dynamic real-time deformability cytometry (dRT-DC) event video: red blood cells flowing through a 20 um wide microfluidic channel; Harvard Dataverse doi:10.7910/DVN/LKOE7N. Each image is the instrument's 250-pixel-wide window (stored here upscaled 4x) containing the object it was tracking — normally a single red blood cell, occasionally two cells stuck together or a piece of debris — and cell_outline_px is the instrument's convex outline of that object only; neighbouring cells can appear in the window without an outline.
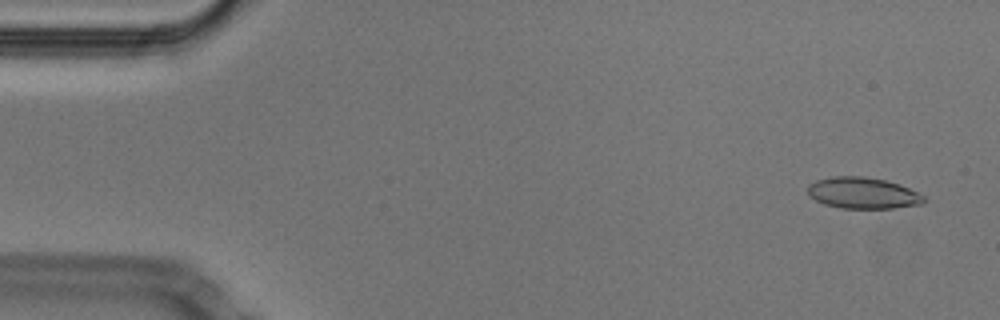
{"species": "Egyptian fruit bat (a non-hibernating species)", "species_latin": "Rousettus aegyptiacus", "temperature_condition": "cold", "stored_images_in_passage": 52, "camera_frame_rate_fps": 3000, "um_per_image_px": 0.085, "animal": {"sex": "male"}, "frame": {"image": 1, "passage_image": 3, "time_ms": 0.667, "image_size_px": [1000, 320], "cell_outline_px": [[924, 200], [920, 204], [892, 208], [840, 208], [824, 204], [816, 200], [808, 192], [808, 184], [816, 180], [832, 176], [864, 176], [884, 180], [908, 188], [924, 196]], "centroid_in_image_um": [73.29, 16.4], "position_along_channel_um": 11.7, "area_um2": 20.87}}
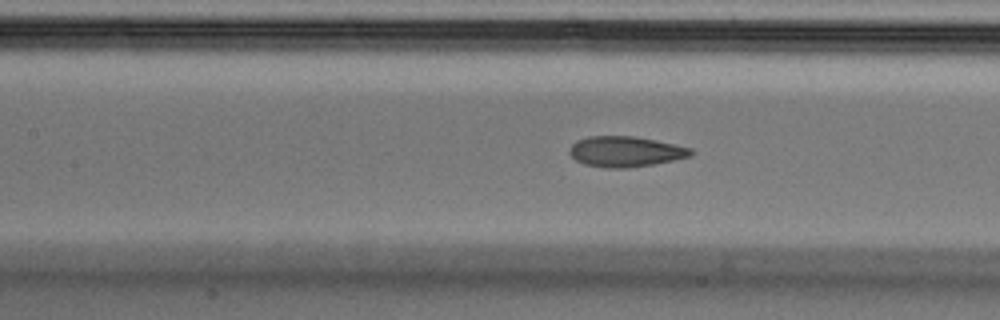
{"frame": {"image": 2, "passage_image": 23, "time_ms": 7.333, "image_size_px": [1000, 320], "cell_outline_px": [[696, 152], [692, 156], [652, 164], [624, 168], [608, 168], [584, 164], [576, 160], [568, 152], [572, 144], [576, 140], [588, 136], [632, 136], [656, 140], [676, 144], [692, 148]], "centroid_in_image_um": [53.18, 12.87], "position_along_channel_um": 154.2, "area_um2": 21.62}}
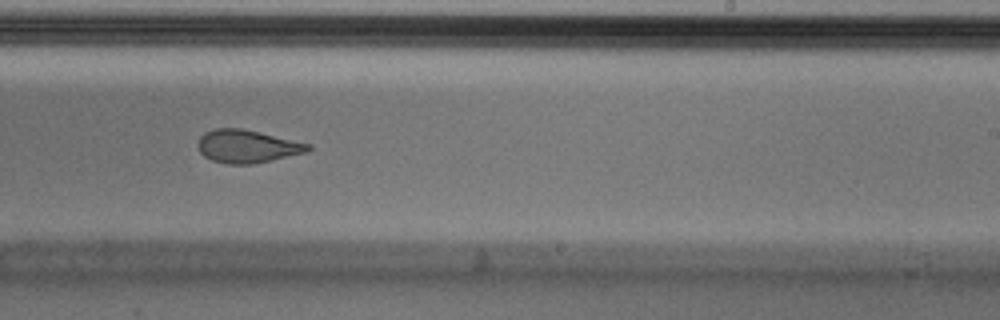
{"frame": {"image": 3, "passage_image": 32, "time_ms": 10.333, "image_size_px": [1000, 320], "cell_outline_px": [[312, 148], [308, 152], [272, 160], [252, 164], [228, 164], [212, 160], [204, 156], [200, 152], [196, 144], [200, 136], [204, 132], [216, 128], [240, 128], [260, 132], [312, 144]], "centroid_in_image_um": [21.01, 12.43], "position_along_channel_um": 268.0, "area_um2": 21.33}, "authors_computed_cell_mechanics": {"area_um2": 21.7039, "velocity_mm_per_s": 3.8017, "shape_relaxation_time_tau1_ms": null, "shape_relaxation_time_tau2_ms": 2.521, "deformation_change_tau1": null, "deformation_change_tau2": 0.0837}}